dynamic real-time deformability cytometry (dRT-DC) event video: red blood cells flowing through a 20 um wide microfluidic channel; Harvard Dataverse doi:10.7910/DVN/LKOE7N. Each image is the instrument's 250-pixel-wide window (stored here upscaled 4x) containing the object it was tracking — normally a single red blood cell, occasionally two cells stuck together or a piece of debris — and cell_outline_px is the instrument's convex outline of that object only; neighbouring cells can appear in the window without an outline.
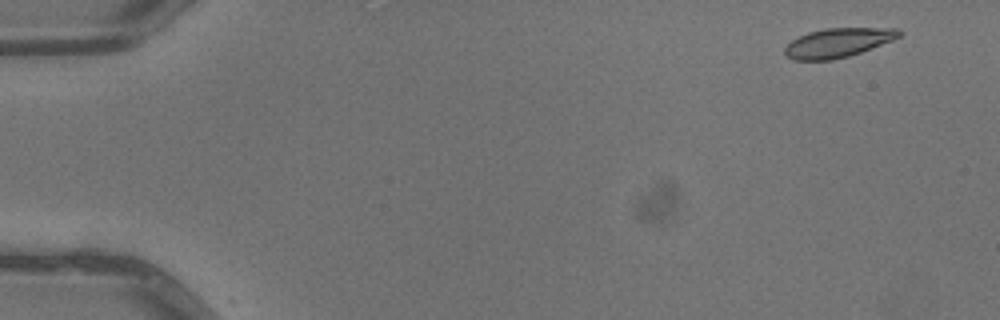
{"species": "common noctule bat (a hibernating species)", "species_latin": "Nyctalus noctula", "temperature_condition": "warm", "stored_images_in_passage": 5, "camera_frame_rate_fps": 3000, "um_per_image_px": 0.085, "animal": {"sex": "male", "body_mass_g": 13.3}, "frame": {"image": 1, "passage_image": 1, "time_ms": 0.0, "image_size_px": [1000, 320], "cell_outline_px": [[900, 36], [892, 40], [860, 52], [848, 56], [832, 60], [792, 60], [784, 52], [784, 48], [792, 40], [808, 32], [824, 28], [900, 28]], "centroid_in_image_um": [71.2, 3.63], "position_along_channel_um": 13.8, "area_um2": 19.25}}
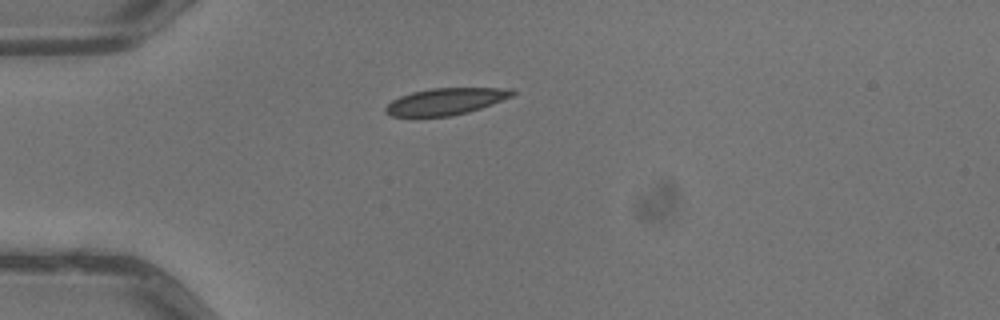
{"frame": {"image": 2, "passage_image": 4, "time_ms": 1.0, "image_size_px": [1000, 320], "cell_outline_px": [[516, 92], [512, 96], [492, 104], [468, 112], [452, 116], [392, 116], [384, 112], [384, 108], [392, 100], [400, 96], [412, 92], [432, 88], [512, 88]], "centroid_in_image_um": [37.88, 8.62], "position_along_channel_um": 47.1, "area_um2": 19.65}}